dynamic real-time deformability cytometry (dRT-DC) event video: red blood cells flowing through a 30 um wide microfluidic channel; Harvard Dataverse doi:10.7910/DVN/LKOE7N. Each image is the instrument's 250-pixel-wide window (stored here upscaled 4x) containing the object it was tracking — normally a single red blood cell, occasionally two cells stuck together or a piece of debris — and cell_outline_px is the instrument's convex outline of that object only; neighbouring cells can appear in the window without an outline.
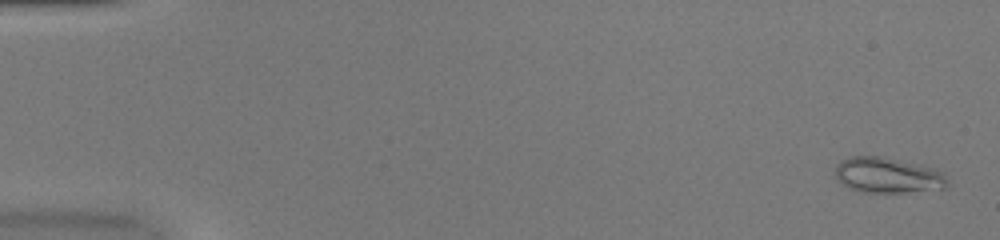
{"species": "common noctule bat (a hibernating species)", "species_latin": "Nyctalus noctula", "temperature_condition": "warm", "stored_images_in_passage": 51, "camera_frame_rate_fps": 3000, "um_per_image_px": 0.085, "animal": {"sex": "female", "body_mass_g": 20.0, "forearm_length_mm": 54.0}, "frame": {"image": 1, "passage_image": 2, "time_ms": 0.333, "image_size_px": [1000, 240], "cell_outline_px": [[948, 184], [944, 188], [904, 192], [864, 192], [852, 188], [844, 184], [836, 176], [836, 164], [840, 160], [848, 156], [884, 156], [920, 164], [936, 168], [944, 172], [948, 180]], "centroid_in_image_um": [75.5, 14.86], "position_along_channel_um": 9.5, "area_um2": 23.29}}
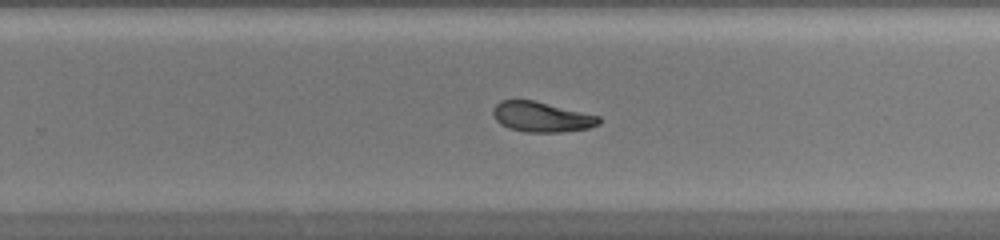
{"frame": {"image": 2, "passage_image": 34, "time_ms": 11.0, "image_size_px": [1000, 240], "cell_outline_px": [[600, 124], [588, 128], [560, 132], [528, 132], [508, 128], [500, 124], [496, 120], [492, 112], [492, 108], [500, 100], [532, 100], [600, 116]], "centroid_in_image_um": [46.01, 9.94], "position_along_channel_um": 283.8, "area_um2": 18.5}}
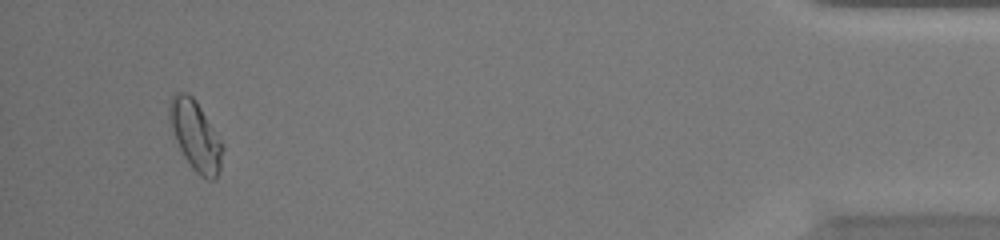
{"frame": {"image": 3, "passage_image": 49, "time_ms": 16.0, "image_size_px": [1000, 240], "cell_outline_px": [[224, 148], [220, 168], [216, 180], [208, 180], [200, 176], [192, 168], [184, 156], [168, 124], [168, 100], [172, 92], [188, 92], [196, 100], [220, 140]], "centroid_in_image_um": [16.57, 11.49], "position_along_channel_um": 418.6, "area_um2": 21.85}, "authors_computed_cell_mechanics": {"area_um2": 19.8832, "velocity_mm_per_s": 4.0714, "shape_relaxation_time_tau1_ms": 5.0086, "shape_relaxation_time_tau2_ms": 2.2482, "deformation_change_tau1": 0.1858, "deformation_change_tau2": 0.085}}